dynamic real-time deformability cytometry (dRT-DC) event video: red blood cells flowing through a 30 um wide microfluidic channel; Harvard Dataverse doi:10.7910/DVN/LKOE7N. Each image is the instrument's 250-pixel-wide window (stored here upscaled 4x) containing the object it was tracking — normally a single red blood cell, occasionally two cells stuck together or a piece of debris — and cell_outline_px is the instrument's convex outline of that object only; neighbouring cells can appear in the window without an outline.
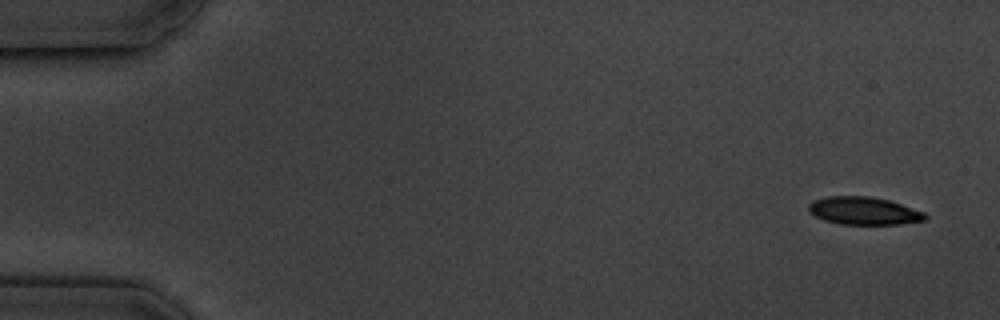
{"species": "common noctule bat (a hibernating species)", "species_latin": "Nyctalus noctula", "temperature_condition": "cold", "stored_images_in_passage": 6, "segment_of_instrument_passage": [1, 2], "camera_frame_rate_fps": 3000, "um_per_image_px": 0.085, "animal": {"sex": "male", "body_mass_g": 19.5, "forearm_length_mm": 54.6}, "frame": {"image": 1, "passage_image": 1, "time_ms": 0.0, "image_size_px": [1000, 320], "cell_outline_px": [[928, 216], [924, 220], [900, 224], [840, 224], [824, 220], [808, 212], [808, 204], [812, 200], [828, 196], [868, 196], [888, 200], [924, 212]], "centroid_in_image_um": [73.38, 17.92], "position_along_channel_um": 11.6, "area_um2": 18.79}}
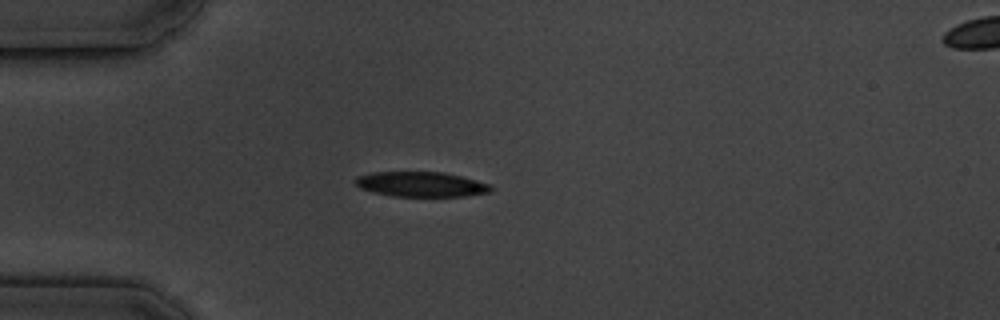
{"frame": {"image": 2, "passage_image": 5, "time_ms": 4.333, "image_size_px": [1000, 320], "cell_outline_px": [[492, 188], [488, 192], [468, 196], [392, 196], [372, 192], [360, 188], [356, 184], [356, 176], [372, 172], [444, 172], [476, 180], [488, 184]], "centroid_in_image_um": [35.75, 15.66], "position_along_channel_um": 49.2, "area_um2": 19.59}}